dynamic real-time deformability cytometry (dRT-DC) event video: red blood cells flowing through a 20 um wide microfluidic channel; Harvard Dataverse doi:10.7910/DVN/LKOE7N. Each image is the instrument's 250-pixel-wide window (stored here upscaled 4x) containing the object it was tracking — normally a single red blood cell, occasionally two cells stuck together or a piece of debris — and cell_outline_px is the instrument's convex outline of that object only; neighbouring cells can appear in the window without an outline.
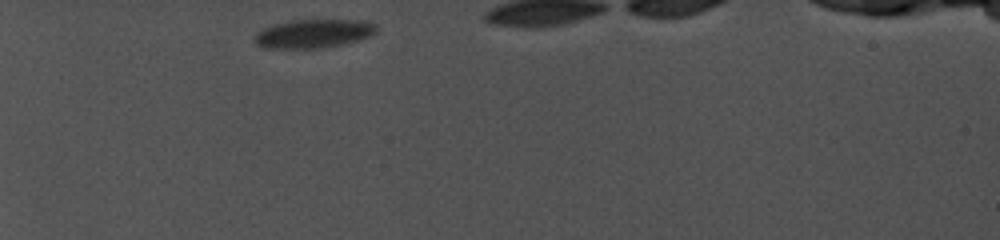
{"species": "common noctule bat (a hibernating species)", "species_latin": "Nyctalus noctula", "temperature_condition": "cold", "stored_images_in_passage": 21, "camera_frame_rate_fps": 5000, "um_per_image_px": 0.085, "animal": {"sex": "female", "body_mass_g": 19.0, "forearm_length_mm": 56.7}, "frame": {"image": 1, "passage_image": 1, "time_ms": 0.0, "image_size_px": [1000, 240], "cell_outline_px": [[376, 32], [360, 40], [344, 44], [324, 48], [260, 48], [256, 44], [256, 32], [272, 24], [292, 20], [360, 20], [376, 24]], "centroid_in_image_um": [26.63, 2.86], "position_along_channel_um": 58.4, "area_um2": 20.4}}
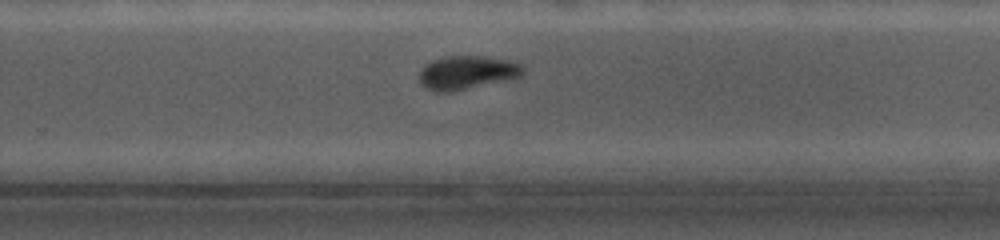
{"frame": {"image": 2, "passage_image": 15, "time_ms": 7.2, "image_size_px": [1000, 240], "cell_outline_px": [[524, 72], [516, 80], [448, 92], [436, 92], [424, 88], [420, 84], [420, 72], [424, 64], [432, 60], [444, 56], [484, 56], [508, 60], [524, 64]], "centroid_in_image_um": [39.74, 6.18], "position_along_channel_um": 290.1, "area_um2": 20.92}}
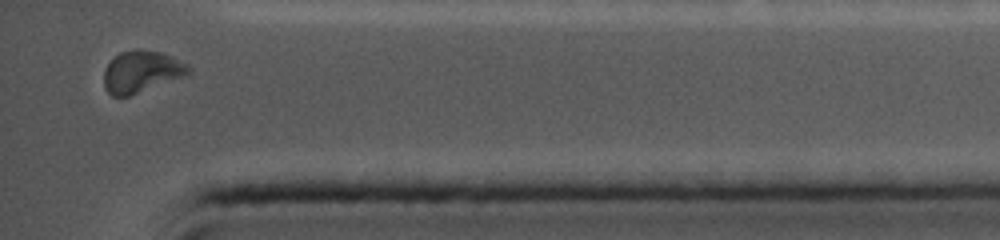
{"frame": {"image": 3, "passage_image": 21, "time_ms": 10.6, "image_size_px": [1000, 240], "cell_outline_px": [[192, 72], [128, 96], [112, 96], [108, 92], [104, 84], [104, 68], [120, 52], [136, 48], [140, 48], [160, 52], [172, 56], [192, 68]], "centroid_in_image_um": [12.0, 6.06], "position_along_channel_um": 423.2, "area_um2": 20.23}, "authors_computed_cell_mechanics": {"area_um2": 21.675, "velocity_mm_per_s": 3.9076, "shape_relaxation_time_tau1_ms": 2.4804, "shape_relaxation_time_tau2_ms": 3.9456, "deformation_change_tau1": 0.0609, "deformation_change_tau2": 0.0621}}